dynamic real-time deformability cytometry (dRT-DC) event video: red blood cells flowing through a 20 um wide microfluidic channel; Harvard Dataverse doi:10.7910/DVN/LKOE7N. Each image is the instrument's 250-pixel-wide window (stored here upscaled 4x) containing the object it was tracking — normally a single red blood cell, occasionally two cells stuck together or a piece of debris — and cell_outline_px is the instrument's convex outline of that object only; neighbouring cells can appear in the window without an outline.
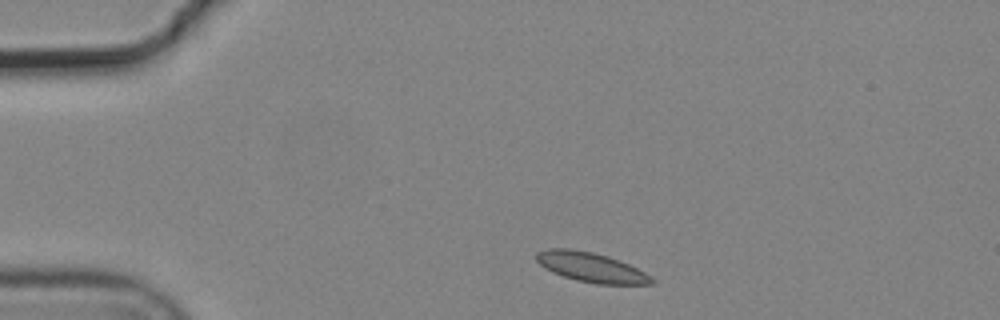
{"species": "common noctule bat (a hibernating species)", "species_latin": "Nyctalus noctula", "temperature_condition": "cold", "stored_images_in_passage": 5, "camera_frame_rate_fps": 3000, "um_per_image_px": 0.085, "animal": {"sex": "male", "body_mass_g": 19.2, "forearm_length_mm": 51.8}, "frame": {"image": 1, "passage_image": 1, "time_ms": 0.0, "image_size_px": [1000, 320], "cell_outline_px": [[656, 284], [596, 284], [576, 280], [552, 272], [544, 268], [536, 260], [536, 252], [548, 248], [572, 248], [592, 252], [608, 256], [628, 264], [652, 276], [656, 280]], "centroid_in_image_um": [50.24, 22.72], "position_along_channel_um": 34.8, "area_um2": 20.0}}
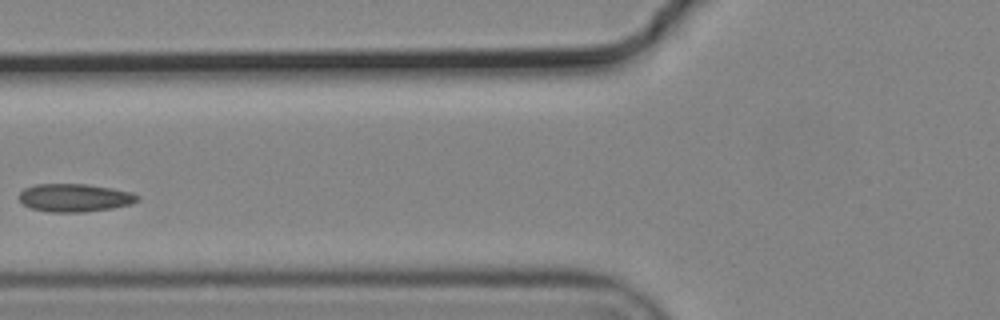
{"frame": {"image": 2, "passage_image": 4, "time_ms": 1.0, "image_size_px": [1000, 320], "cell_outline_px": [[140, 200], [132, 204], [112, 208], [84, 212], [52, 212], [32, 208], [24, 204], [20, 200], [20, 192], [24, 188], [36, 184], [88, 184], [112, 188], [132, 192], [140, 196]], "centroid_in_image_um": [6.4, 16.8], "position_along_channel_um": 119.4, "area_um2": 19.36}}
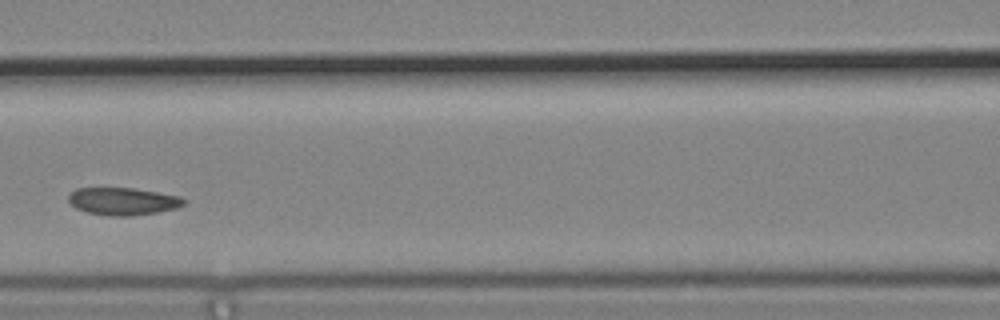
{"frame": {"image": 3, "passage_image": 5, "time_ms": 1.333, "image_size_px": [1000, 320], "cell_outline_px": [[184, 204], [176, 208], [156, 212], [132, 216], [108, 216], [88, 212], [76, 208], [68, 200], [68, 196], [76, 188], [132, 188], [160, 192], [180, 196], [184, 200]], "centroid_in_image_um": [10.45, 17.11], "position_along_channel_um": 156.2, "area_um2": 18.38}}